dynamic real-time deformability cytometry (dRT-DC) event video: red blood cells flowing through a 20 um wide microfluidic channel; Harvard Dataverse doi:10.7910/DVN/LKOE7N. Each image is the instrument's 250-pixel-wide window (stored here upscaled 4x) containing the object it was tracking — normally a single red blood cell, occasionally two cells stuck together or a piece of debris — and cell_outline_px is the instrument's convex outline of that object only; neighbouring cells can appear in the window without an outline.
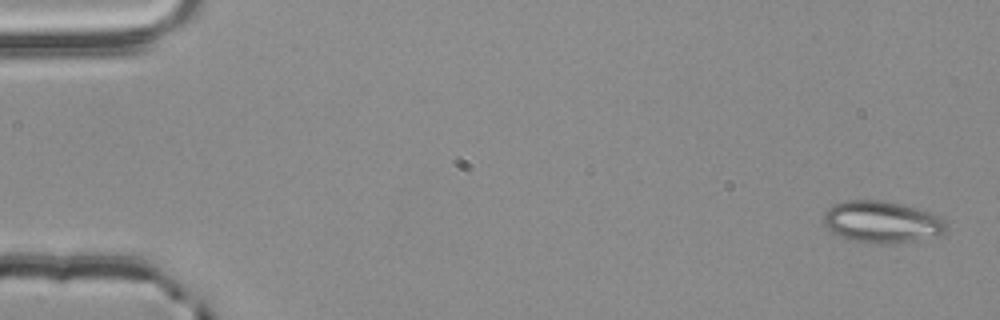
{"species": "common noctule bat (a hibernating species)", "species_latin": "Nyctalus noctula", "temperature_condition": "room temperature", "stored_images_in_passage": 4, "camera_frame_rate_fps": 3000, "um_per_image_px": 0.085, "animal": {"sex": "male", "body_mass_g": 20.4}, "frame": {"image": 1, "passage_image": 1, "time_ms": 0.0, "image_size_px": [1000, 320], "cell_outline_px": [[948, 228], [944, 232], [936, 236], [912, 240], [880, 244], [856, 240], [840, 236], [832, 232], [824, 224], [824, 212], [832, 204], [844, 200], [884, 200], [916, 208], [940, 216], [948, 224]], "centroid_in_image_um": [74.95, 18.84], "position_along_channel_um": 10.1, "area_um2": 29.59}}
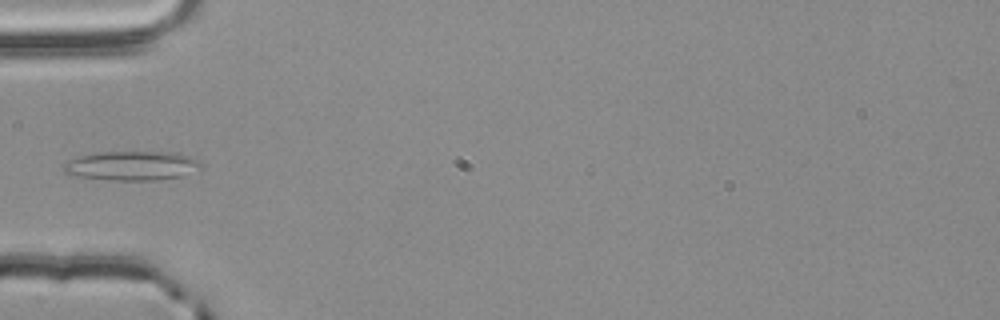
{"frame": {"image": 2, "passage_image": 4, "time_ms": 1.0, "image_size_px": [1000, 320], "cell_outline_px": [[200, 168], [184, 176], [160, 180], [108, 180], [80, 176], [64, 172], [64, 164], [80, 156], [100, 152], [176, 152], [192, 156], [200, 164]], "centroid_in_image_um": [11.27, 14.09], "position_along_channel_um": 73.7, "area_um2": 23.24}}